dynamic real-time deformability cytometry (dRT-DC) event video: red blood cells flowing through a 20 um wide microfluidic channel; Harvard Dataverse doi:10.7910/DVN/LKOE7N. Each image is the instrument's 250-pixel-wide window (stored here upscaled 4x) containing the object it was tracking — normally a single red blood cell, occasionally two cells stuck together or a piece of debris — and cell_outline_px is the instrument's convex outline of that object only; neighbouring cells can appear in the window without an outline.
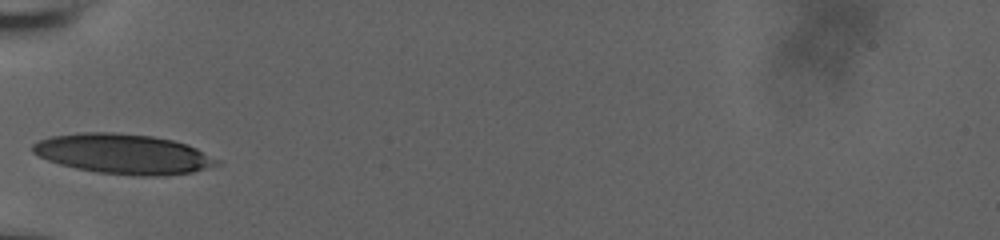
{"species": "human", "species_latin": "Homo sapiens", "temperature_condition": "room temperature", "stored_images_in_passage": 4, "camera_frame_rate_fps": 3000, "um_per_image_px": 0.085, "donor": {"sex": "male"}, "frame": {"image": 1, "passage_image": 1, "time_ms": 0.0, "image_size_px": [1000, 240], "cell_outline_px": [[220, 164], [192, 172], [160, 176], [140, 176], [96, 172], [76, 168], [60, 164], [48, 160], [32, 152], [32, 144], [40, 140], [52, 136], [80, 132], [112, 132], [152, 136], [172, 140], [188, 144], [220, 160]], "centroid_in_image_um": [10.49, 13.08], "position_along_channel_um": 74.5, "area_um2": 42.77}}
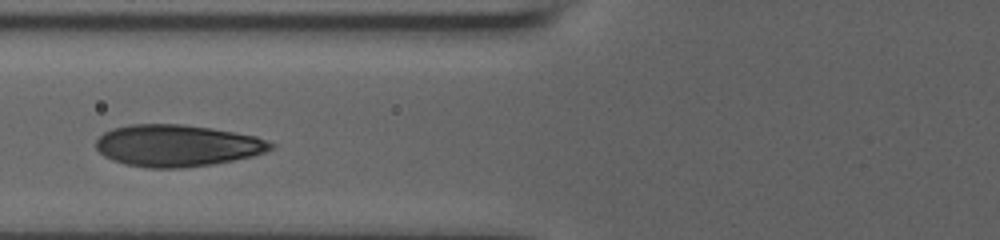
{"frame": {"image": 2, "passage_image": 2, "time_ms": 0.333, "image_size_px": [1000, 240], "cell_outline_px": [[276, 144], [272, 148], [264, 152], [252, 156], [212, 164], [184, 168], [148, 168], [124, 164], [112, 160], [104, 156], [96, 148], [96, 140], [104, 132], [112, 128], [132, 124], [184, 124], [212, 128], [256, 136]], "centroid_in_image_um": [15.04, 12.37], "position_along_channel_um": 110.8, "area_um2": 42.66}}
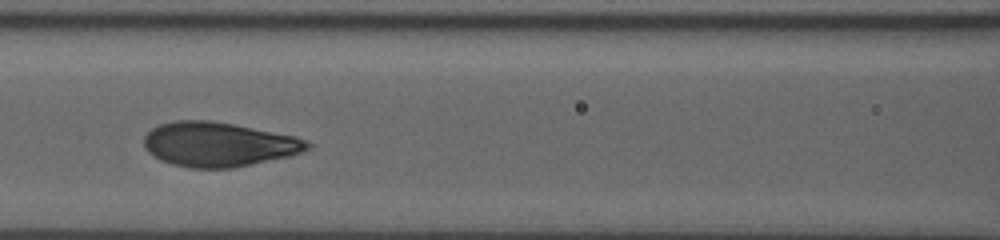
{"frame": {"image": 3, "passage_image": 3, "time_ms": 0.667, "image_size_px": [1000, 240], "cell_outline_px": [[312, 148], [288, 156], [232, 168], [188, 168], [172, 164], [160, 160], [148, 152], [144, 148], [144, 136], [152, 128], [160, 124], [176, 120], [208, 120], [232, 124], [296, 136], [308, 140], [312, 144]], "centroid_in_image_um": [18.57, 12.27], "position_along_channel_um": 148.0, "area_um2": 42.31}}